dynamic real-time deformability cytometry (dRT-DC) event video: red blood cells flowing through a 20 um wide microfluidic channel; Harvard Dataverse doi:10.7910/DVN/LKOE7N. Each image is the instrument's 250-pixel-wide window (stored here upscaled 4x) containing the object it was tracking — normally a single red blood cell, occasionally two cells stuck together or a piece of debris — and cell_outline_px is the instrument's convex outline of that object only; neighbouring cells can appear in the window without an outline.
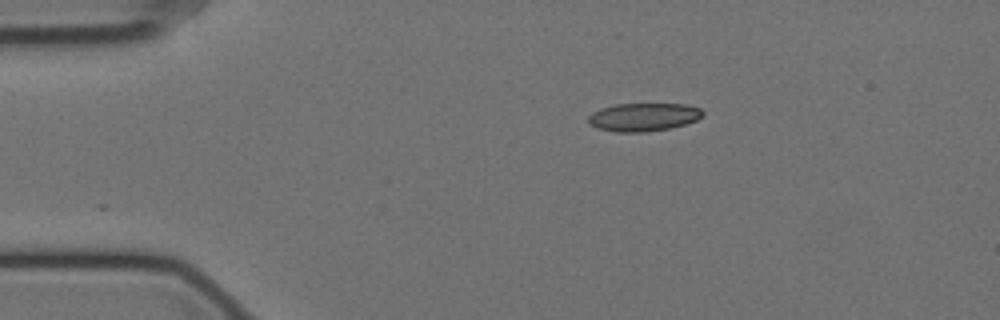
{"species": "Egyptian fruit bat (a non-hibernating species)", "species_latin": "Rousettus aegyptiacus", "temperature_condition": "cold", "stored_images_in_passage": 18, "camera_frame_rate_fps": 3000, "um_per_image_px": 0.085, "animal": {"sex": "female"}, "frame": {"image": 1, "passage_image": 1, "time_ms": 0.0, "image_size_px": [1000, 320], "cell_outline_px": [[704, 116], [696, 120], [684, 124], [668, 128], [644, 132], [616, 132], [596, 128], [588, 124], [588, 116], [592, 112], [616, 104], [684, 104], [700, 108], [704, 112]], "centroid_in_image_um": [54.68, 9.95], "position_along_channel_um": 30.3, "area_um2": 18.73}}
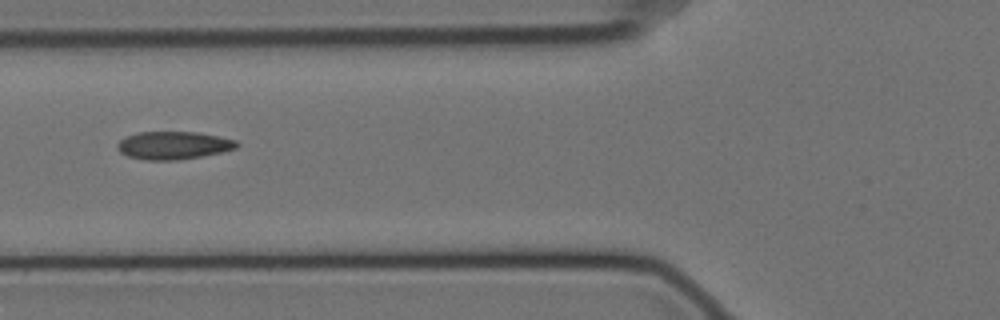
{"frame": {"image": 2, "passage_image": 12, "time_ms": 3.667, "image_size_px": [1000, 320], "cell_outline_px": [[240, 144], [236, 148], [220, 152], [200, 156], [176, 160], [144, 160], [128, 156], [120, 152], [116, 148], [116, 144], [120, 140], [136, 132], [196, 132], [236, 140]], "centroid_in_image_um": [14.7, 12.35], "position_along_channel_um": 111.1, "area_um2": 19.25}}
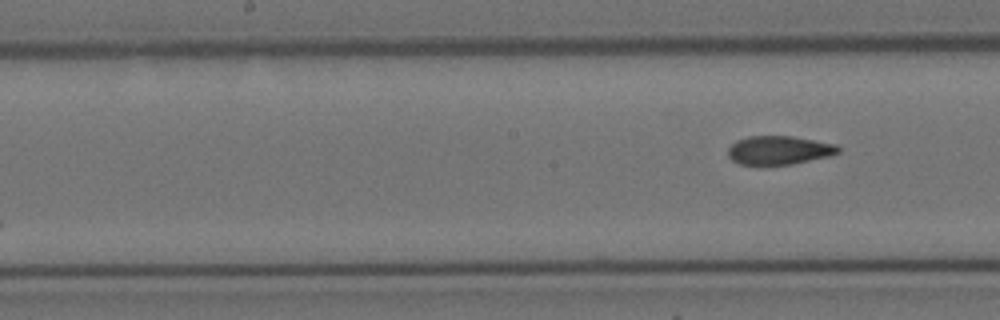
{"frame": {"image": 3, "passage_image": 18, "time_ms": 5.667, "image_size_px": [1000, 320], "cell_outline_px": [[840, 152], [828, 156], [792, 164], [740, 164], [732, 160], [728, 156], [728, 148], [736, 140], [748, 136], [792, 136], [836, 144], [840, 148]], "centroid_in_image_um": [66.21, 12.75], "position_along_channel_um": 182.0, "area_um2": 18.26}}